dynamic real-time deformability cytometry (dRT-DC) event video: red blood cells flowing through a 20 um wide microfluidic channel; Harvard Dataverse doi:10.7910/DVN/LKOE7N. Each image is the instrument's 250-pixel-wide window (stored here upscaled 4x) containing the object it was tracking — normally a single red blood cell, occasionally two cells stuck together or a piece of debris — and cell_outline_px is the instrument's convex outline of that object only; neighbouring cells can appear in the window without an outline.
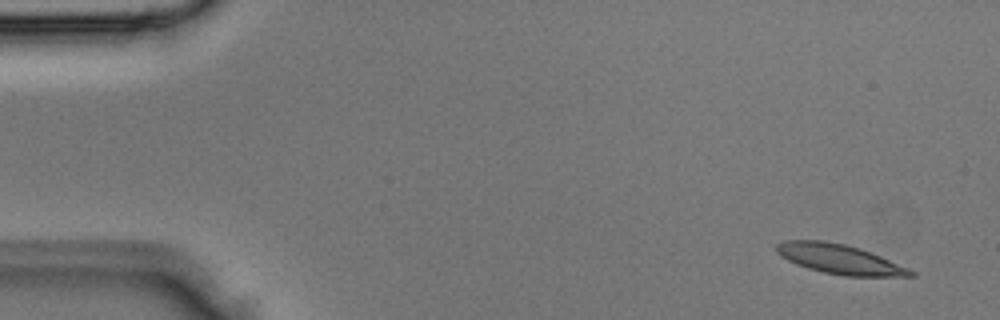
{"species": "Egyptian fruit bat (a non-hibernating species)", "species_latin": "Rousettus aegyptiacus", "temperature_condition": "room temperature", "stored_images_in_passage": 2, "segment_of_instrument_passage": [2, 2], "camera_frame_rate_fps": 3000, "um_per_image_px": 0.085, "animal": {"sex": "male"}, "frame": {"image": 1, "passage_image": 2, "time_ms": 0.333, "image_size_px": [1000, 320], "cell_outline_px": [[916, 276], [844, 276], [824, 272], [808, 268], [796, 264], [780, 256], [776, 252], [776, 244], [784, 240], [824, 240], [844, 244], [860, 248], [880, 256], [908, 268], [916, 272]], "centroid_in_image_um": [71.34, 22.02], "position_along_channel_um": 13.7, "area_um2": 23.06}}